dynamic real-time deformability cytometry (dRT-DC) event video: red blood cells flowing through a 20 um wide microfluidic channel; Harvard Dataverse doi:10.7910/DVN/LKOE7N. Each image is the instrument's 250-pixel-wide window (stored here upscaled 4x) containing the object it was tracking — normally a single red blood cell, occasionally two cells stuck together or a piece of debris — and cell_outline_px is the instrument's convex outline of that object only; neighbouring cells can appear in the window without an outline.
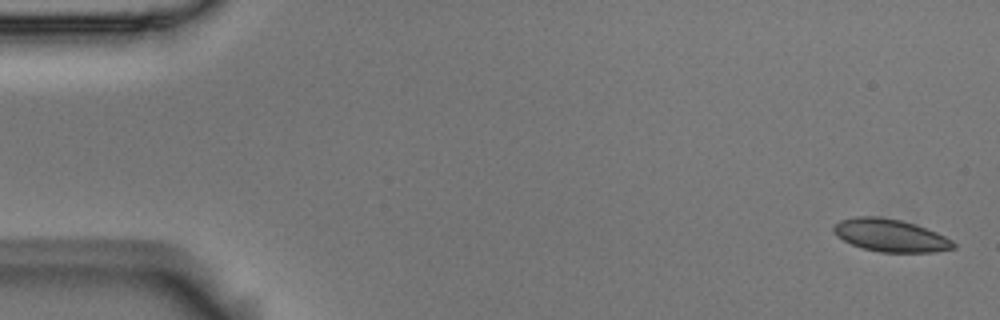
{"species": "Egyptian fruit bat (a non-hibernating species)", "species_latin": "Rousettus aegyptiacus", "temperature_condition": "room temperature", "stored_images_in_passage": 4, "camera_frame_rate_fps": 3000, "um_per_image_px": 0.085, "animal": {"sex": "male"}, "frame": {"image": 1, "passage_image": 1, "time_ms": 0.0, "image_size_px": [1000, 320], "cell_outline_px": [[956, 248], [932, 252], [880, 252], [860, 248], [836, 236], [832, 232], [832, 224], [840, 220], [856, 216], [880, 216], [900, 220], [916, 224], [936, 232], [952, 240], [956, 244]], "centroid_in_image_um": [75.64, 20.0], "position_along_channel_um": 9.4, "area_um2": 23.0}}